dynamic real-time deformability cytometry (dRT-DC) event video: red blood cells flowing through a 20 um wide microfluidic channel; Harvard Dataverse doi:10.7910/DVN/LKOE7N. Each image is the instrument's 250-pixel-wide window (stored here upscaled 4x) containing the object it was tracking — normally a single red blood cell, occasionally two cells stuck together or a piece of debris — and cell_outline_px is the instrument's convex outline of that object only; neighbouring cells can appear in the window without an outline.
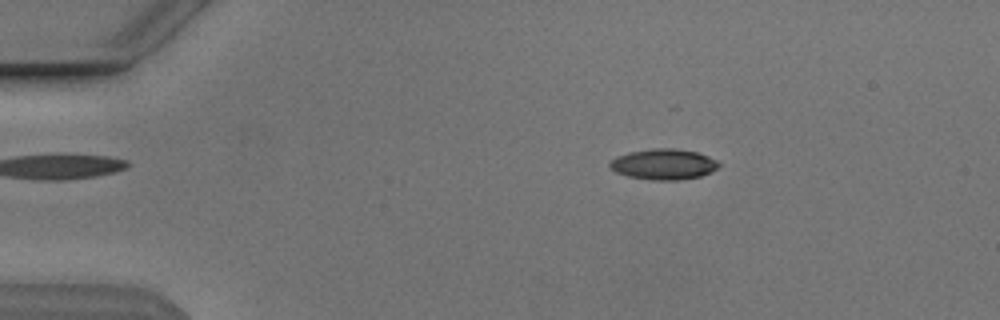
{"species": "Egyptian fruit bat (a non-hibernating species)", "species_latin": "Rousettus aegyptiacus", "temperature_condition": "cold", "stored_images_in_passage": 53, "camera_frame_rate_fps": 3000, "um_per_image_px": 0.085, "animal": {"sex": "male"}, "frame": {"image": 1, "passage_image": 9, "time_ms": 2.667, "image_size_px": [1000, 320], "cell_outline_px": [[720, 164], [712, 172], [700, 176], [676, 180], [652, 180], [628, 176], [616, 172], [608, 168], [608, 164], [616, 156], [628, 152], [652, 148], [672, 148], [696, 152], [708, 156], [716, 160]], "centroid_in_image_um": [56.37, 13.96], "position_along_channel_um": 28.6, "area_um2": 19.48}}
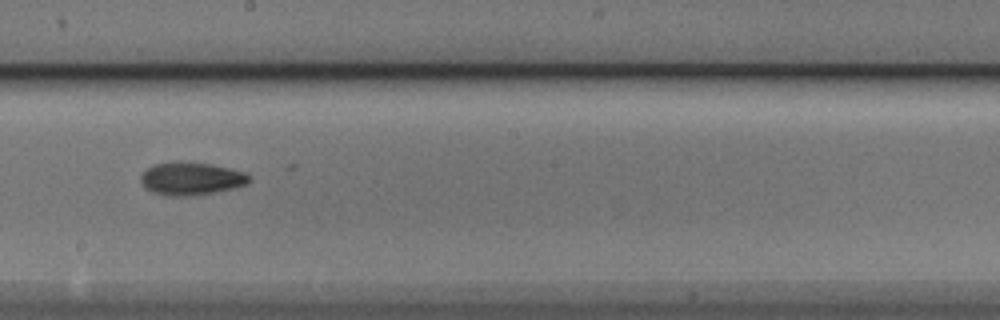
{"frame": {"image": 2, "passage_image": 30, "time_ms": 9.667, "image_size_px": [1000, 320], "cell_outline_px": [[248, 184], [216, 192], [188, 196], [168, 196], [152, 192], [144, 188], [140, 180], [140, 176], [152, 164], [212, 164], [244, 172], [248, 176]], "centroid_in_image_um": [16.22, 15.23], "position_along_channel_um": 232.0, "area_um2": 20.06}}
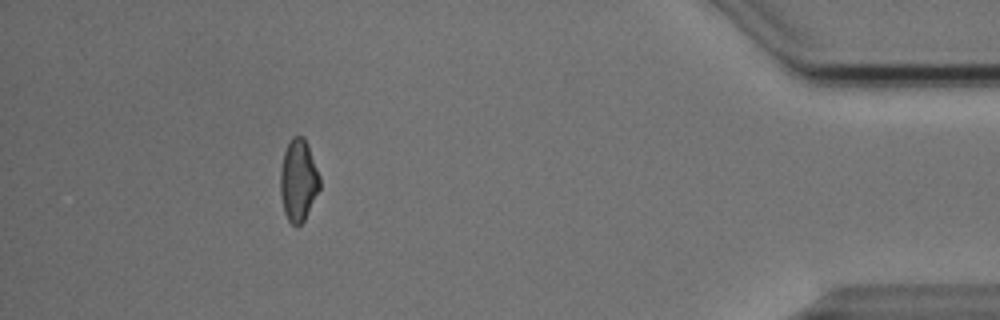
{"frame": {"image": 3, "passage_image": 48, "time_ms": 15.667, "image_size_px": [1000, 320], "cell_outline_px": [[320, 188], [304, 220], [296, 228], [288, 220], [284, 212], [280, 192], [280, 172], [284, 152], [288, 140], [292, 136], [304, 136], [320, 176]], "centroid_in_image_um": [25.35, 15.32], "position_along_channel_um": 409.8, "area_um2": 18.84}, "authors_computed_cell_mechanics": {"area_um2": 19.2474, "velocity_mm_per_s": 3.8495, "shape_relaxation_time_tau1_ms": 8.9773, "shape_relaxation_time_tau2_ms": null, "deformation_change_tau1": 0.2477, "deformation_change_tau2": null}}